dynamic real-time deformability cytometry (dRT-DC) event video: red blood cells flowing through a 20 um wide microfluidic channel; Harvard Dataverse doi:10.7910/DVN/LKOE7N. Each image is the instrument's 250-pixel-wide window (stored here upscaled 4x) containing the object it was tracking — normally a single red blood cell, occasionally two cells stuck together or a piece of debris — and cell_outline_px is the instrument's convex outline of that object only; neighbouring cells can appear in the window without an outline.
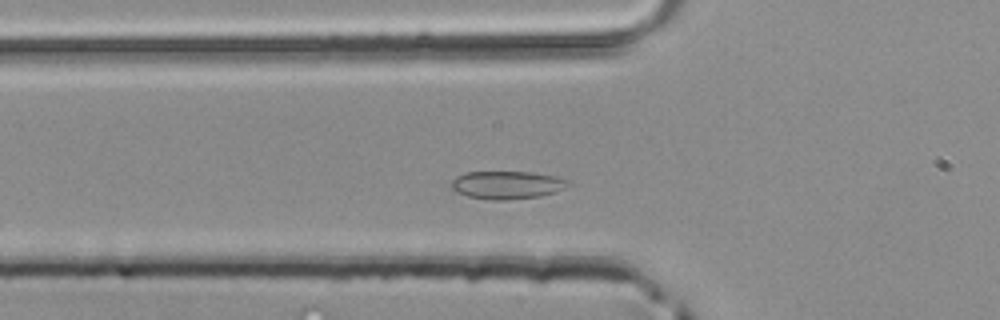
{"species": "common noctule bat (a hibernating species)", "species_latin": "Nyctalus noctula", "temperature_condition": "room temperature", "stored_images_in_passage": 42, "camera_frame_rate_fps": 3000, "um_per_image_px": 0.085, "animal": {"sex": "male", "body_mass_g": 20.4}, "frame": {"image": 1, "passage_image": 10, "time_ms": 3.0, "image_size_px": [1000, 320], "cell_outline_px": [[572, 184], [556, 192], [540, 196], [508, 200], [492, 200], [468, 196], [456, 192], [452, 188], [452, 180], [456, 176], [464, 172], [532, 172], [556, 176], [572, 180]], "centroid_in_image_um": [43.15, 15.71], "position_along_channel_um": 82.7, "area_um2": 19.25}}
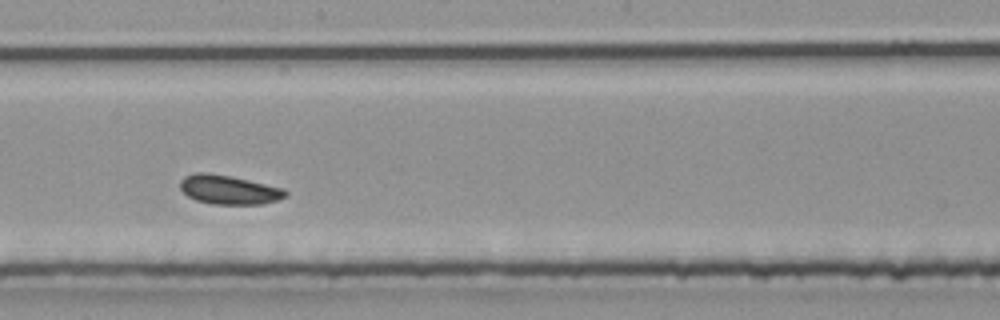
{"frame": {"image": 2, "passage_image": 20, "time_ms": 6.333, "image_size_px": [1000, 320], "cell_outline_px": [[288, 196], [264, 204], [212, 204], [196, 200], [188, 196], [180, 188], [180, 180], [184, 176], [196, 172], [208, 172], [232, 176], [284, 188], [288, 192]], "centroid_in_image_um": [19.46, 16.12], "position_along_channel_um": 228.7, "area_um2": 18.03}}
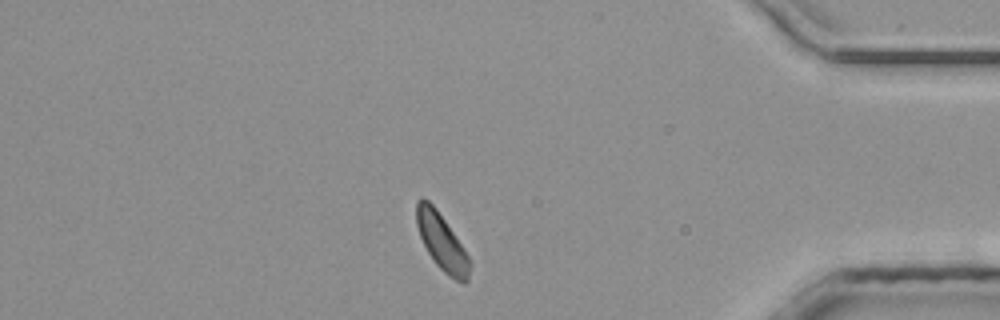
{"frame": {"image": 3, "passage_image": 34, "time_ms": 11.0, "image_size_px": [1000, 320], "cell_outline_px": [[472, 264], [468, 280], [464, 284], [448, 276], [436, 264], [428, 252], [420, 236], [416, 224], [416, 200], [428, 200], [436, 208], [468, 256]], "centroid_in_image_um": [37.56, 20.61], "position_along_channel_um": 397.6, "area_um2": 17.17}}